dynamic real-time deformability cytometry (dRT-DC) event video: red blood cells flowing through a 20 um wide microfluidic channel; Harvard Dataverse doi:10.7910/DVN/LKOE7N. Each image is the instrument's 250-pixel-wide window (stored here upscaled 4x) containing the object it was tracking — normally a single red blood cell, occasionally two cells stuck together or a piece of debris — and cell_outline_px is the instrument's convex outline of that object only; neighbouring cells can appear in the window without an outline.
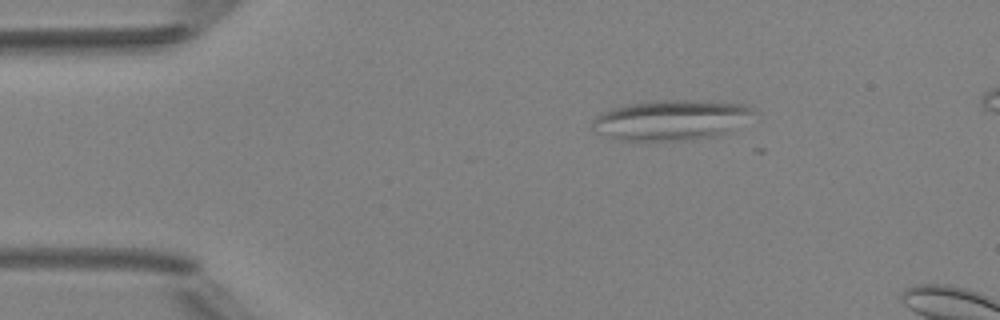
{"species": "Egyptian fruit bat (a non-hibernating species)", "species_latin": "Rousettus aegyptiacus", "temperature_condition": "room temperature", "stored_images_in_passage": 3, "camera_frame_rate_fps": 3000, "um_per_image_px": 0.085, "animal": {"sex": "female"}, "frame": {"image": 1, "passage_image": 3, "time_ms": 3.333, "image_size_px": [1000, 320], "cell_outline_px": [[760, 112], [724, 132], [716, 136], [696, 140], [656, 144], [648, 144], [616, 140], [596, 132], [592, 128], [592, 124], [596, 116], [612, 108], [632, 104], [664, 100], [684, 100], [744, 104]], "centroid_in_image_um": [56.99, 10.27], "position_along_channel_um": 28.0, "area_um2": 38.55}}